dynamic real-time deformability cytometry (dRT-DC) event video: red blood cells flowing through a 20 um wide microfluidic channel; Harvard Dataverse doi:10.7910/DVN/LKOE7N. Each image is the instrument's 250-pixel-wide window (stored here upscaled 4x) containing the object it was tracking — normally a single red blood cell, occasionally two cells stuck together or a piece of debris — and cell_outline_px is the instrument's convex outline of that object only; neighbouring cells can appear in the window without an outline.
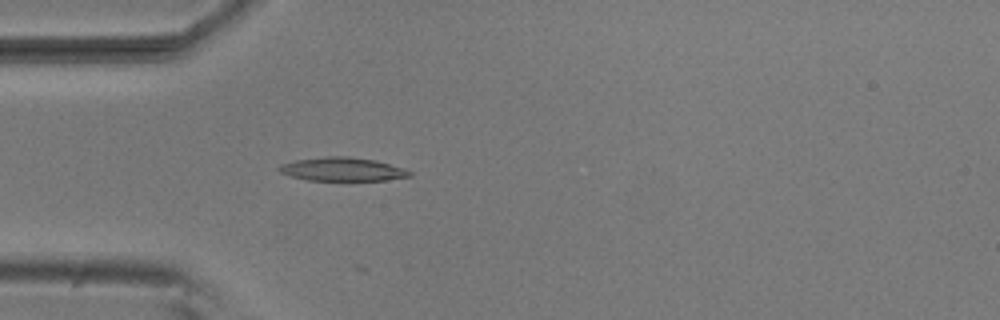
{"species": "common noctule bat (a hibernating species)", "species_latin": "Nyctalus noctula", "temperature_condition": "room temperature", "stored_images_in_passage": 3, "camera_frame_rate_fps": 3000, "um_per_image_px": 0.085, "animal": {"sex": "male", "body_mass_g": 20.5, "forearm_length_mm": 52.5}, "frame": {"image": 1, "passage_image": 3, "time_ms": 0.667, "image_size_px": [1000, 320], "cell_outline_px": [[412, 176], [384, 180], [308, 180], [292, 176], [280, 172], [276, 168], [280, 164], [296, 160], [324, 156], [348, 156], [376, 160], [404, 168], [412, 172]], "centroid_in_image_um": [29.11, 14.37], "position_along_channel_um": 55.9, "area_um2": 17.92}}